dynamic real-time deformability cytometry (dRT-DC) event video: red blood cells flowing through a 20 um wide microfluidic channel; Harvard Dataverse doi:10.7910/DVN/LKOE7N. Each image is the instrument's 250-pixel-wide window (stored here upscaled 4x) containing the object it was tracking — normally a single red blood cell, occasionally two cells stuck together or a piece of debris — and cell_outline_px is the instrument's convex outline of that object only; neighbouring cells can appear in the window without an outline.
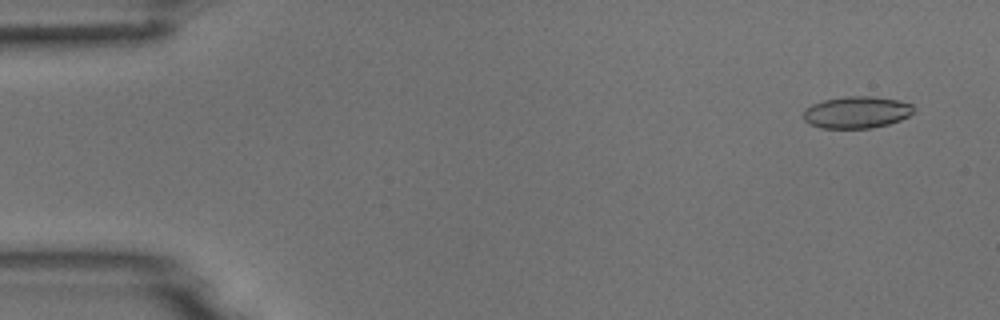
{"species": "common noctule bat (a hibernating species)", "species_latin": "Nyctalus noctula", "temperature_condition": "room temperature", "stored_images_in_passage": 51, "camera_frame_rate_fps": 3000, "um_per_image_px": 0.085, "animal": {"sex": "male", "body_mass_g": 18.8}, "frame": {"image": 1, "passage_image": 3, "time_ms": 0.667, "image_size_px": [1000, 320], "cell_outline_px": [[916, 108], [908, 116], [900, 120], [888, 124], [872, 128], [820, 128], [808, 124], [804, 120], [804, 108], [812, 104], [824, 100], [844, 96], [872, 96], [900, 100], [912, 104]], "centroid_in_image_um": [72.81, 9.54], "position_along_channel_um": 12.2, "area_um2": 20.69}}
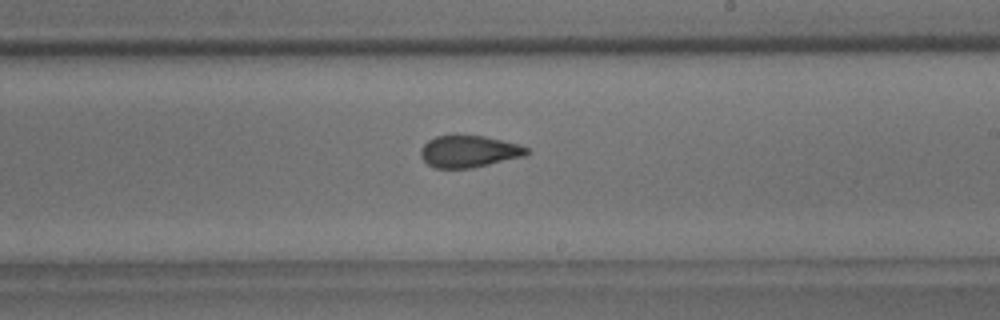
{"frame": {"image": 2, "passage_image": 30, "time_ms": 9.667, "image_size_px": [1000, 320], "cell_outline_px": [[532, 152], [524, 156], [472, 168], [432, 168], [420, 156], [420, 148], [428, 140], [436, 136], [452, 132], [456, 132], [484, 136], [516, 144], [528, 148]], "centroid_in_image_um": [39.8, 12.83], "position_along_channel_um": 249.2, "area_um2": 20.29}}
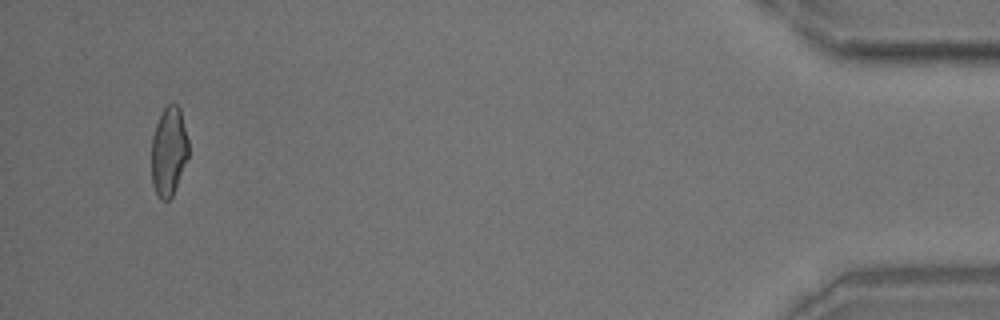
{"frame": {"image": 3, "passage_image": 49, "time_ms": 16.0, "image_size_px": [1000, 320], "cell_outline_px": [[188, 156], [172, 196], [168, 200], [160, 200], [152, 184], [152, 136], [156, 124], [164, 108], [168, 104], [176, 104], [180, 108], [188, 140]], "centroid_in_image_um": [14.34, 12.86], "position_along_channel_um": 420.9, "area_um2": 18.96}}